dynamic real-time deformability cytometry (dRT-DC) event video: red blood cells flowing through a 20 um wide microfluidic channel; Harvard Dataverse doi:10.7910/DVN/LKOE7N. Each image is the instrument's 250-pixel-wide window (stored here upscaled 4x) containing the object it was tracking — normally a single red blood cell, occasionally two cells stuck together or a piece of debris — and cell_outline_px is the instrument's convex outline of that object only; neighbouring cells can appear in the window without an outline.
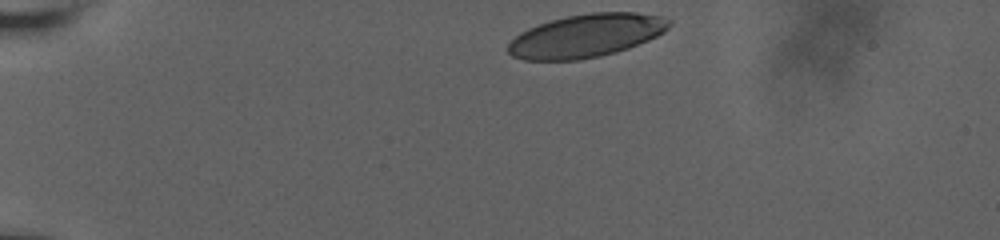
{"species": "human", "species_latin": "Homo sapiens", "temperature_condition": "room temperature", "stored_images_in_passage": 38, "camera_frame_rate_fps": 3000, "um_per_image_px": 0.085, "donor": {"sex": "male"}, "frame": {"image": 1, "passage_image": 1, "time_ms": 0.0, "image_size_px": [1000, 240], "cell_outline_px": [[672, 24], [664, 32], [648, 40], [628, 48], [616, 52], [600, 56], [580, 60], [524, 60], [512, 56], [508, 52], [508, 44], [520, 32], [528, 28], [552, 20], [568, 16], [592, 12], [636, 12], [660, 16], [672, 20]], "centroid_in_image_um": [49.85, 3.04], "position_along_channel_um": 35.2, "area_um2": 40.46}}
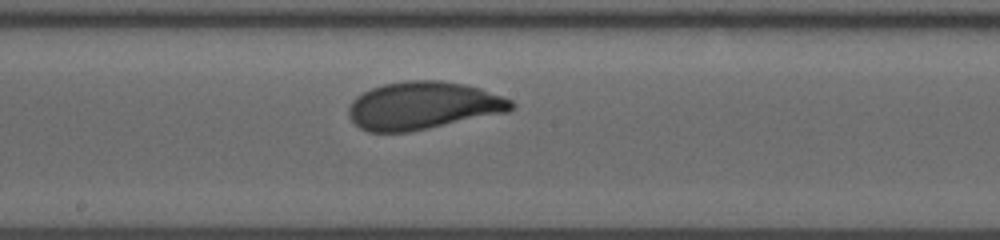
{"frame": {"image": 2, "passage_image": 22, "time_ms": 7.0, "image_size_px": [1000, 240], "cell_outline_px": [[516, 104], [508, 112], [408, 132], [368, 132], [360, 128], [348, 116], [348, 108], [352, 100], [356, 96], [372, 88], [384, 84], [404, 80], [440, 80], [464, 84], [480, 88], [512, 100]], "centroid_in_image_um": [35.94, 8.97], "position_along_channel_um": 212.3, "area_um2": 45.2}}
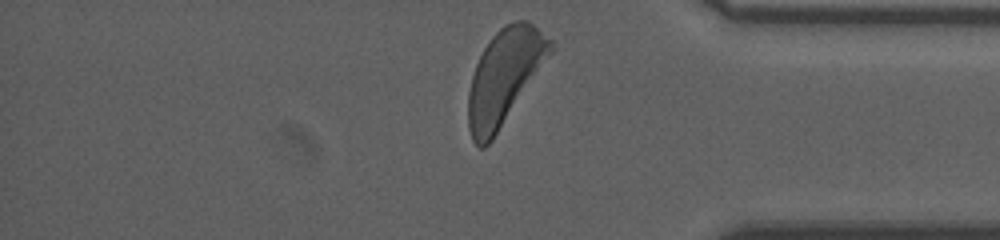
{"frame": {"image": 3, "passage_image": 38, "time_ms": 12.333, "image_size_px": [1000, 240], "cell_outline_px": [[556, 48], [492, 140], [484, 148], [480, 148], [472, 140], [468, 128], [468, 92], [472, 76], [476, 64], [484, 48], [492, 36], [504, 24], [516, 20], [528, 20], [552, 40]], "centroid_in_image_um": [42.89, 6.51], "position_along_channel_um": 392.3, "area_um2": 45.43}, "authors_computed_cell_mechanics": {"area_um2": 44.3326, "velocity_mm_per_s": 3.6162, "shape_relaxation_time_tau1_ms": 2.7872, "shape_relaxation_time_tau2_ms": null, "deformation_change_tau1": 0.1388, "deformation_change_tau2": null}}